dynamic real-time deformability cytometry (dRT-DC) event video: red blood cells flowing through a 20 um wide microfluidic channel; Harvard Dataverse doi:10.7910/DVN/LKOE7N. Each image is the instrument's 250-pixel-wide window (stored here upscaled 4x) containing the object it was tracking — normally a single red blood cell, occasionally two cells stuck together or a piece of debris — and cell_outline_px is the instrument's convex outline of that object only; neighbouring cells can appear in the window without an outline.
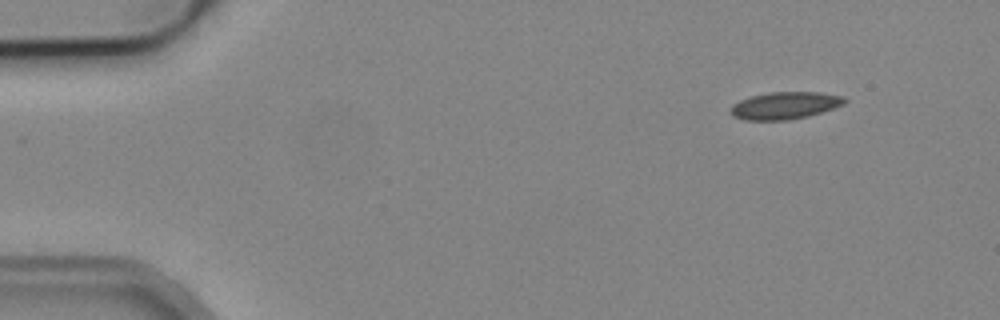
{"species": "common noctule bat (a hibernating species)", "species_latin": "Nyctalus noctula", "temperature_condition": "cold", "stored_images_in_passage": 3, "camera_frame_rate_fps": 3000, "um_per_image_px": 0.085, "animal": {"sex": "male", "body_mass_g": 19.2, "forearm_length_mm": 51.8}, "frame": {"image": 1, "passage_image": 1, "time_ms": 0.0, "image_size_px": [1000, 320], "cell_outline_px": [[848, 100], [844, 104], [808, 116], [788, 120], [744, 120], [732, 116], [732, 104], [740, 100], [752, 96], [768, 92], [820, 92], [844, 96]], "centroid_in_image_um": [66.73, 8.96], "position_along_channel_um": 18.3, "area_um2": 18.03}}
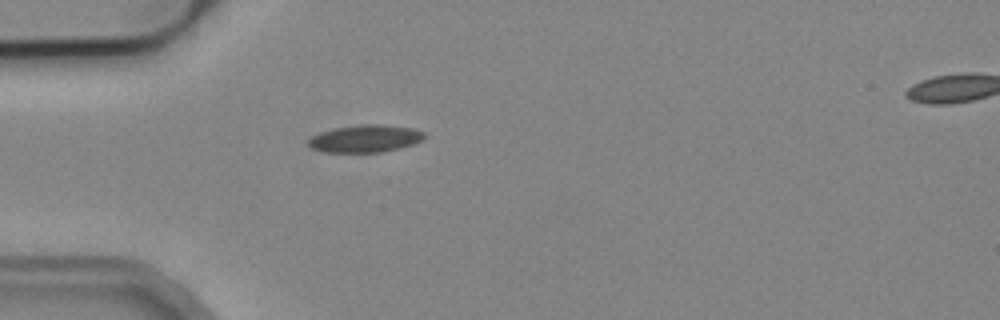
{"frame": {"image": 2, "passage_image": 3, "time_ms": 3.333, "image_size_px": [1000, 320], "cell_outline_px": [[424, 140], [400, 148], [380, 152], [324, 152], [312, 148], [308, 144], [308, 140], [312, 136], [320, 132], [332, 128], [364, 124], [380, 124], [412, 128], [424, 132]], "centroid_in_image_um": [31.04, 11.78], "position_along_channel_um": 54.0, "area_um2": 18.5}}